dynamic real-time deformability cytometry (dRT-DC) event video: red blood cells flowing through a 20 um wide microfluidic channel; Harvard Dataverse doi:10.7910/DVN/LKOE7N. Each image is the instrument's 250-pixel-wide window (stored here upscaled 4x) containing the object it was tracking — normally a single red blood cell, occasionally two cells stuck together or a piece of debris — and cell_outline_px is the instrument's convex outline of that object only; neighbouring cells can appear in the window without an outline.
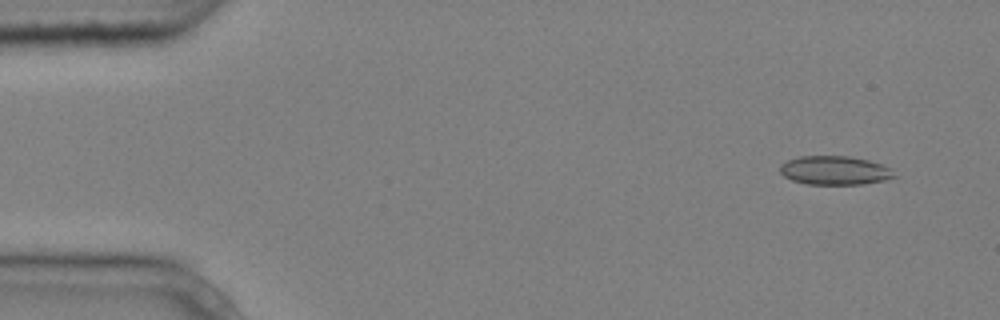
{"species": "common noctule bat (a hibernating species)", "species_latin": "Nyctalus noctula", "temperature_condition": "cold", "stored_images_in_passage": 3, "camera_frame_rate_fps": 3000, "um_per_image_px": 0.085, "animal": {"sex": "male", "body_mass_g": 20.4}, "frame": {"image": 1, "passage_image": 2, "time_ms": 0.333, "image_size_px": [1000, 320], "cell_outline_px": [[900, 176], [884, 180], [864, 184], [808, 184], [792, 180], [784, 176], [780, 172], [780, 164], [788, 160], [800, 156], [848, 156], [868, 160], [892, 168]], "centroid_in_image_um": [71.0, 14.48], "position_along_channel_um": 14.0, "area_um2": 19.31}}